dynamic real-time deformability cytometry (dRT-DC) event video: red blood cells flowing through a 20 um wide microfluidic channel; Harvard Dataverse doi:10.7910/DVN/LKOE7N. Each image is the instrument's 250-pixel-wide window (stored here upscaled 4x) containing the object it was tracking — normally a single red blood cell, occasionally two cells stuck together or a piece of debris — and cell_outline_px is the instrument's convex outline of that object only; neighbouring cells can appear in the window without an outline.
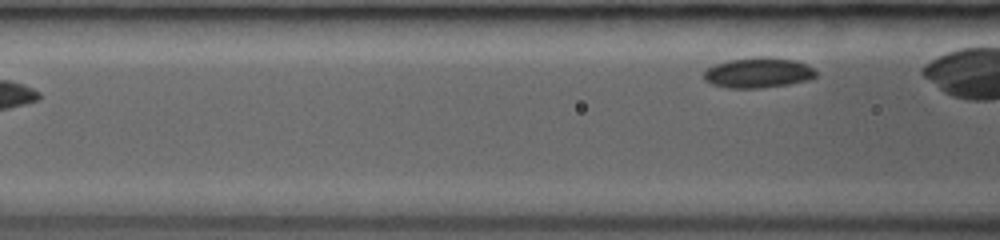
{"species": "common noctule bat (a hibernating species)", "species_latin": "Nyctalus noctula", "temperature_condition": "room temperature", "stored_images_in_passage": 13, "segment_of_instrument_passage": [2, 2], "camera_frame_rate_fps": 3000, "um_per_image_px": 0.085, "animal": {"sex": "female", "body_mass_g": 19.0, "forearm_length_mm": 53.3}, "frame": {"image": 1, "passage_image": 13, "time_ms": 4.667, "image_size_px": [1000, 240], "cell_outline_px": [[816, 76], [812, 80], [788, 84], [756, 88], [728, 88], [712, 84], [704, 80], [704, 72], [708, 68], [716, 64], [728, 60], [756, 56], [768, 56], [796, 60], [812, 68], [816, 72]], "centroid_in_image_um": [64.45, 6.17], "position_along_channel_um": 102.1, "area_um2": 19.88}}